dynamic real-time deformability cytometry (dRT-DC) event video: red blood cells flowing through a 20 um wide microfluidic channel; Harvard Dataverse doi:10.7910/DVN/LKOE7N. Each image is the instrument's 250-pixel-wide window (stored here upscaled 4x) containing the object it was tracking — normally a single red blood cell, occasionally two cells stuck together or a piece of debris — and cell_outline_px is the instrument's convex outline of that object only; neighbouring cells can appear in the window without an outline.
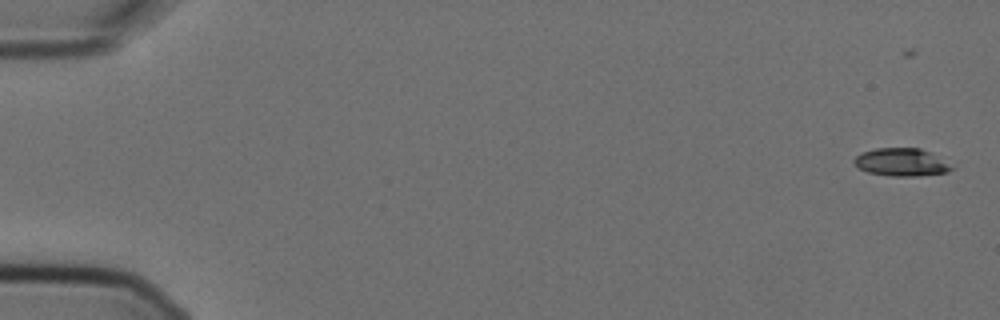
{"species": "Egyptian fruit bat (a non-hibernating species)", "species_latin": "Rousettus aegyptiacus", "temperature_condition": "cold", "stored_images_in_passage": 6, "camera_frame_rate_fps": 3000, "um_per_image_px": 0.085, "animal": {"sex": "female"}, "frame": {"image": 1, "passage_image": 1, "time_ms": 0.0, "image_size_px": [1000, 320], "cell_outline_px": [[952, 168], [948, 172], [920, 176], [892, 176], [868, 172], [856, 168], [852, 160], [860, 152], [876, 148], [920, 148], [928, 152]], "centroid_in_image_um": [76.49, 13.79], "position_along_channel_um": 8.5, "area_um2": 15.55}}
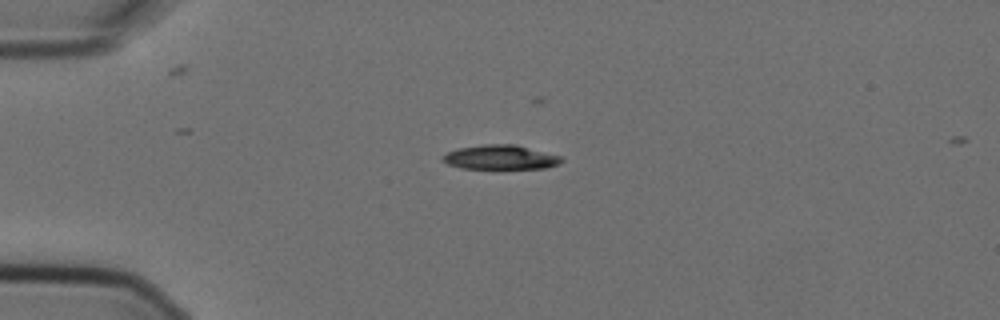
{"frame": {"image": 2, "passage_image": 4, "time_ms": 1.0, "image_size_px": [1000, 320], "cell_outline_px": [[564, 160], [560, 164], [544, 168], [460, 168], [448, 164], [440, 160], [448, 152], [456, 148], [484, 144], [516, 144], [560, 156]], "centroid_in_image_um": [42.53, 13.36], "position_along_channel_um": 42.5, "area_um2": 16.82}}
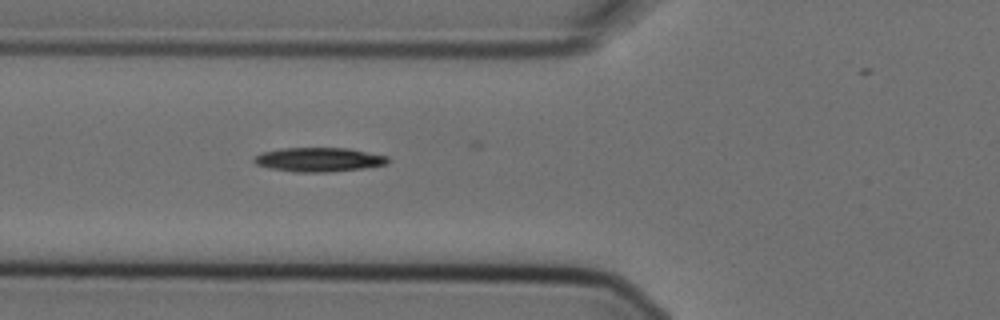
{"frame": {"image": 3, "passage_image": 6, "time_ms": 1.667, "image_size_px": [1000, 320], "cell_outline_px": [[388, 164], [364, 168], [324, 172], [296, 172], [272, 168], [256, 164], [252, 160], [260, 152], [280, 148], [348, 148], [388, 156]], "centroid_in_image_um": [27.1, 13.56], "position_along_channel_um": 98.7, "area_um2": 18.73}}